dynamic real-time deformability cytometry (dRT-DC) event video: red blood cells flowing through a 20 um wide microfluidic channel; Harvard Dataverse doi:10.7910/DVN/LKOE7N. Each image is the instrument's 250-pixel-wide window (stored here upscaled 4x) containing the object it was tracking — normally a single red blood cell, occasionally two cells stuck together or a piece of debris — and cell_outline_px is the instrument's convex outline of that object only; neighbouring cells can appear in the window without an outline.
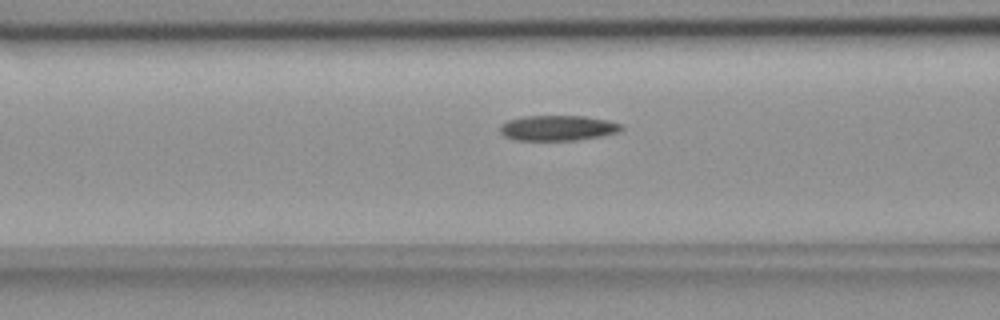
{"species": "common noctule bat (a hibernating species)", "species_latin": "Nyctalus noctula", "temperature_condition": "room temperature", "stored_images_in_passage": 43, "camera_frame_rate_fps": 3000, "um_per_image_px": 0.085, "animal": {"sex": "female", "body_mass_g": 18.4}, "frame": {"image": 1, "passage_image": 10, "time_ms": 3.0, "image_size_px": [1000, 320], "cell_outline_px": [[624, 128], [620, 132], [600, 136], [576, 140], [516, 140], [504, 136], [500, 132], [500, 124], [508, 120], [524, 116], [584, 116], [608, 120], [620, 124]], "centroid_in_image_um": [47.4, 10.88], "position_along_channel_um": 119.2, "area_um2": 17.92}}
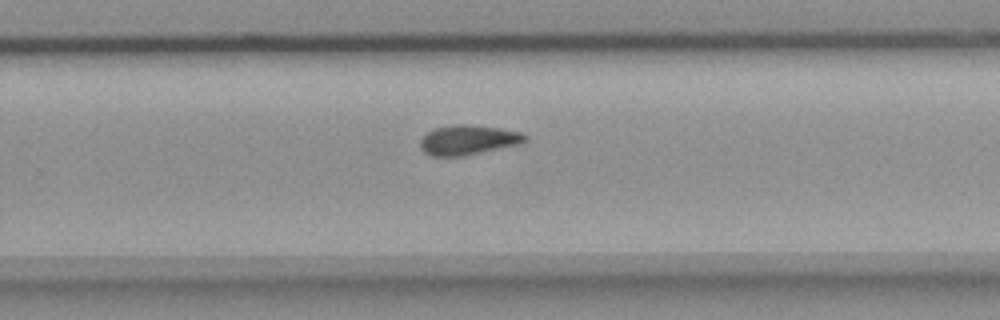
{"frame": {"image": 2, "passage_image": 24, "time_ms": 7.667, "image_size_px": [1000, 320], "cell_outline_px": [[528, 140], [524, 144], [464, 156], [432, 156], [424, 152], [420, 148], [420, 140], [428, 132], [436, 128], [452, 124], [468, 124], [500, 128], [520, 132], [528, 136]], "centroid_in_image_um": [39.85, 11.9], "position_along_channel_um": 289.9, "area_um2": 18.5}}
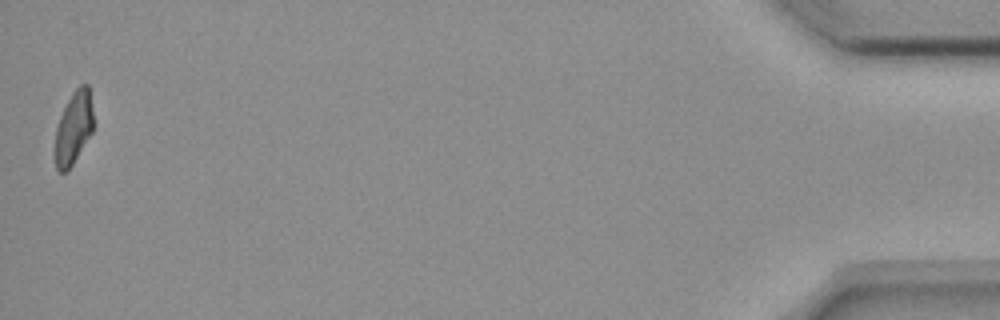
{"frame": {"image": 3, "passage_image": 43, "time_ms": 14.0, "image_size_px": [1000, 320], "cell_outline_px": [[92, 132], [72, 164], [64, 172], [60, 172], [56, 168], [56, 128], [60, 116], [72, 92], [80, 84], [88, 84], [92, 108]], "centroid_in_image_um": [6.26, 10.82], "position_along_channel_um": 428.9, "area_um2": 15.72}, "authors_computed_cell_mechanics": {"area_um2": 17.9758, "velocity_mm_per_s": 3.6706, "shape_relaxation_time_tau1_ms": null, "shape_relaxation_time_tau2_ms": 5.9703, "deformation_change_tau1": null, "deformation_change_tau2": 0.1341}}